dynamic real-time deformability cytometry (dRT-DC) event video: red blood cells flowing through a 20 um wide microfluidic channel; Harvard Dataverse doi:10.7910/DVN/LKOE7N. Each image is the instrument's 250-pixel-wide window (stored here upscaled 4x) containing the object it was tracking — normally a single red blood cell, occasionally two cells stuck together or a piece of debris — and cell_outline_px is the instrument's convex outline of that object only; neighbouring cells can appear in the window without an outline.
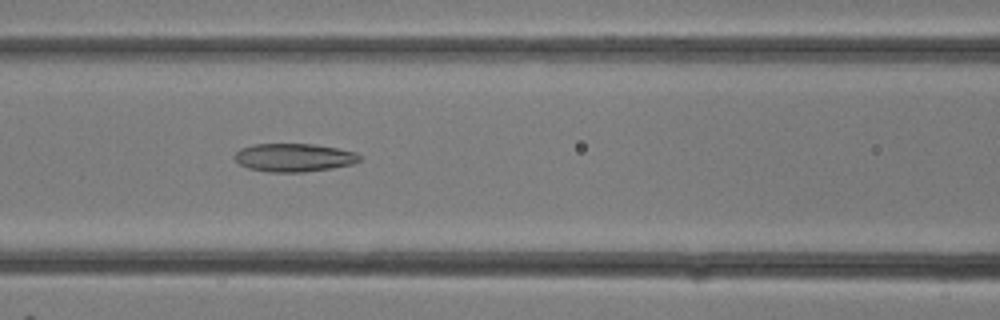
{"species": "common noctule bat (a hibernating species)", "species_latin": "Nyctalus noctula", "temperature_condition": "room temperature", "stored_images_in_passage": 27, "camera_frame_rate_fps": 3000, "um_per_image_px": 0.085, "animal": {"sex": "female"}, "frame": {"image": 1, "passage_image": 13, "time_ms": 4.0, "image_size_px": [1000, 320], "cell_outline_px": [[360, 160], [352, 164], [332, 168], [304, 172], [268, 172], [248, 168], [240, 164], [232, 156], [240, 148], [256, 144], [312, 144], [336, 148], [356, 152], [360, 156]], "centroid_in_image_um": [24.96, 13.39], "position_along_channel_um": 141.6, "area_um2": 20.52}}
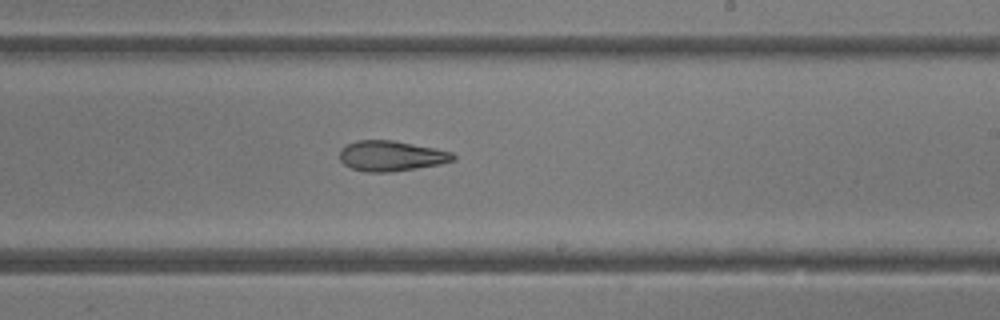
{"frame": {"image": 2, "passage_image": 18, "time_ms": 5.667, "image_size_px": [1000, 320], "cell_outline_px": [[456, 160], [440, 164], [416, 168], [388, 172], [368, 172], [352, 168], [344, 164], [340, 160], [340, 148], [356, 140], [392, 140], [436, 148], [452, 152], [456, 156]], "centroid_in_image_um": [33.27, 13.24], "position_along_channel_um": 255.7, "area_um2": 20.06}}
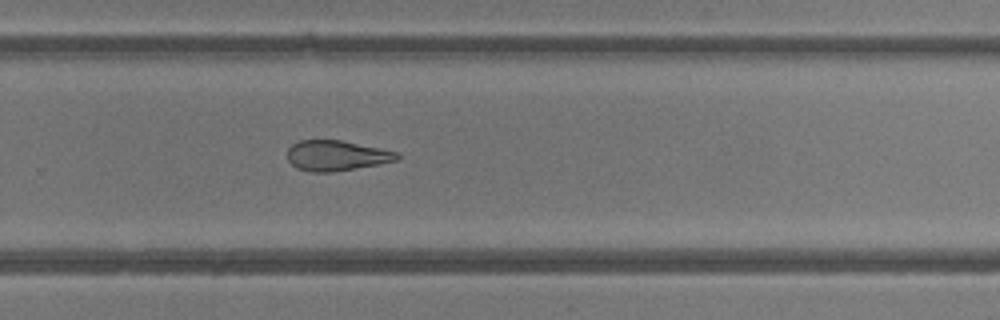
{"frame": {"image": 3, "passage_image": 20, "time_ms": 6.333, "image_size_px": [1000, 320], "cell_outline_px": [[400, 160], [356, 168], [332, 172], [312, 172], [296, 168], [288, 160], [288, 148], [292, 144], [300, 140], [340, 140], [380, 148], [396, 152], [400, 156]], "centroid_in_image_um": [28.59, 13.23], "position_along_channel_um": 301.2, "area_um2": 19.31}}